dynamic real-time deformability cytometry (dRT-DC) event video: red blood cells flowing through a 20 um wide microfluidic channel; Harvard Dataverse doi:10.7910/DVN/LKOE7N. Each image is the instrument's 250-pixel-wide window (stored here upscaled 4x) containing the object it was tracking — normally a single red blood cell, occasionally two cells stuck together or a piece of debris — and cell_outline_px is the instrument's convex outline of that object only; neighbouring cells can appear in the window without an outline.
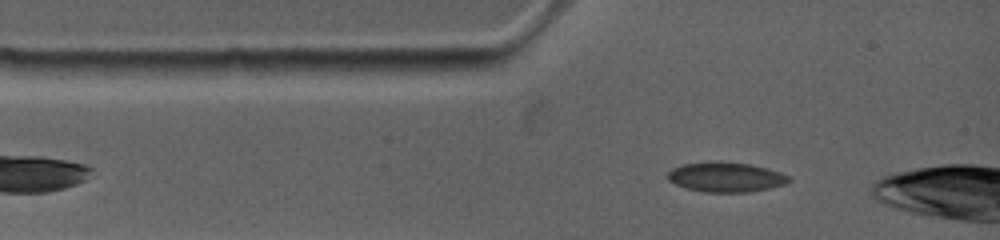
{"species": "common noctule bat (a hibernating species)", "species_latin": "Nyctalus noctula", "temperature_condition": "warm", "stored_images_in_passage": 50, "camera_frame_rate_fps": 4500, "um_per_image_px": 0.085, "animal": {"sex": "female", "body_mass_g": 19.0, "forearm_length_mm": 53.3}, "frame": {"image": 1, "passage_image": 1, "time_ms": 0.0, "image_size_px": [1000, 240], "cell_outline_px": [[792, 180], [784, 184], [768, 188], [748, 192], [704, 192], [684, 188], [668, 180], [668, 172], [672, 168], [684, 164], [708, 160], [720, 160], [752, 164], [768, 168], [780, 172], [788, 176]], "centroid_in_image_um": [61.67, 15.03], "position_along_channel_um": 23.3, "area_um2": 21.39}}
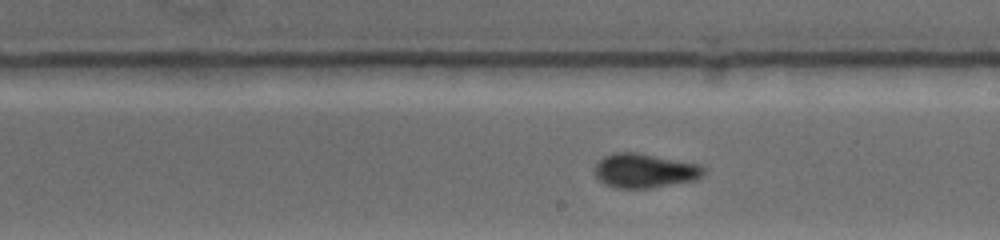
{"frame": {"image": 2, "passage_image": 25, "time_ms": 5.778, "image_size_px": [1000, 240], "cell_outline_px": [[704, 176], [696, 180], [652, 188], [616, 188], [604, 184], [592, 172], [592, 168], [604, 156], [612, 152], [636, 152], [700, 164], [704, 168]], "centroid_in_image_um": [54.78, 14.51], "position_along_channel_um": 234.2, "area_um2": 22.08}}
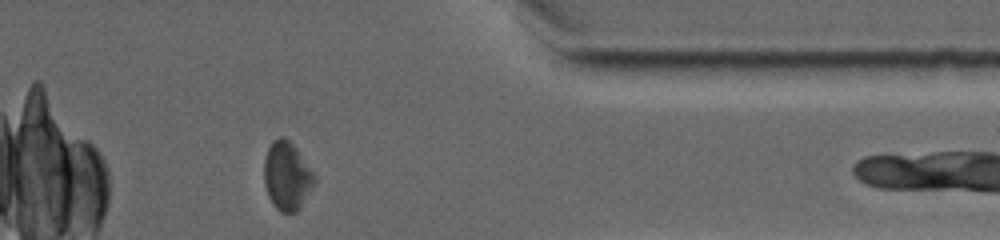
{"frame": {"image": 3, "passage_image": 44, "time_ms": 10.222, "image_size_px": [1000, 240], "cell_outline_px": [[316, 184], [300, 208], [296, 212], [280, 212], [272, 204], [268, 196], [264, 184], [264, 160], [268, 148], [272, 140], [280, 136], [284, 136], [296, 148], [316, 176]], "centroid_in_image_um": [24.4, 14.97], "position_along_channel_um": 387.0, "area_um2": 20.29}, "authors_computed_cell_mechanics": {"area_um2": 21.2704, "velocity_mm_per_s": 3.8196, "shape_relaxation_time_tau1_ms": null, "shape_relaxation_time_tau2_ms": 1.8901, "deformation_change_tau1": null, "deformation_change_tau2": 0.0607}}